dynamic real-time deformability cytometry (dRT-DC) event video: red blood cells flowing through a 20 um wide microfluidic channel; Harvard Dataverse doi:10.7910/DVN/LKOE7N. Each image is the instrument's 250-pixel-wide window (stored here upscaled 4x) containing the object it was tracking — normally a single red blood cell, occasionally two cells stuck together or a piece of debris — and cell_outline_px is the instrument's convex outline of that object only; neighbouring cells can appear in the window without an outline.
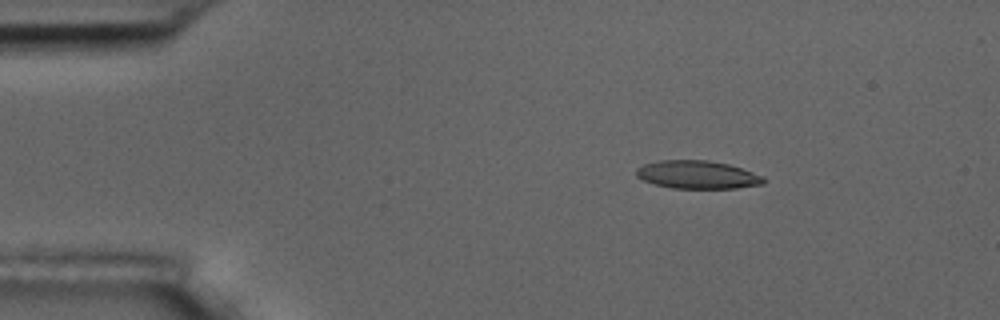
{"species": "common noctule bat (a hibernating species)", "species_latin": "Nyctalus noctula", "temperature_condition": "room temperature", "stored_images_in_passage": 4, "camera_frame_rate_fps": 3000, "um_per_image_px": 0.085, "animal": {"sex": "male", "body_mass_g": 17.5, "forearm_length_mm": 52.3}, "frame": {"image": 1, "passage_image": 2, "time_ms": 1.0, "image_size_px": [1000, 320], "cell_outline_px": [[768, 180], [764, 184], [736, 188], [672, 188], [656, 184], [644, 180], [636, 176], [636, 168], [644, 164], [660, 160], [708, 160], [728, 164], [764, 176]], "centroid_in_image_um": [59.31, 14.85], "position_along_channel_um": 25.7, "area_um2": 20.81}}